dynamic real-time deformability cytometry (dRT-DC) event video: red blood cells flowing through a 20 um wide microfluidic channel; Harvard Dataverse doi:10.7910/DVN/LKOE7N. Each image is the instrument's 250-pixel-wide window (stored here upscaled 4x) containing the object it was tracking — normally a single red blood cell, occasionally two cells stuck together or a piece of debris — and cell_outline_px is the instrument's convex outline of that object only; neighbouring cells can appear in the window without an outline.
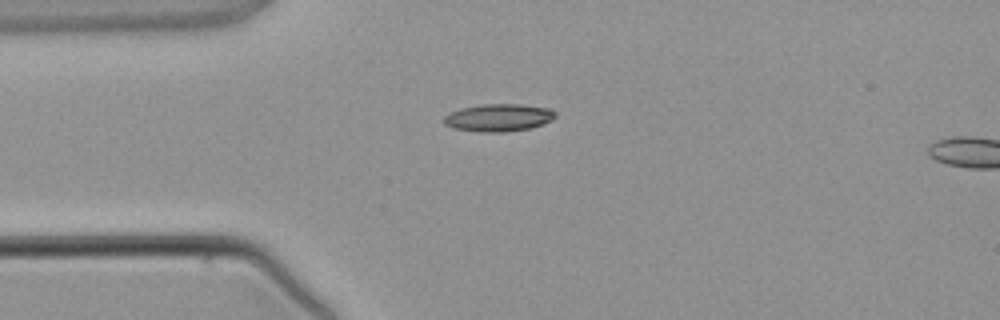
{"species": "common noctule bat (a hibernating species)", "species_latin": "Nyctalus noctula", "temperature_condition": "warm", "stored_images_in_passage": 4, "segment_of_instrument_passage": [1, 2], "camera_frame_rate_fps": 3000, "um_per_image_px": 0.085, "animal": {"sex": "male", "body_mass_g": 21.5, "forearm_length_mm": 52.0}, "frame": {"image": 1, "passage_image": 3, "time_ms": 2.333, "image_size_px": [1000, 320], "cell_outline_px": [[556, 116], [552, 120], [532, 128], [508, 132], [480, 132], [452, 128], [444, 124], [444, 116], [448, 112], [460, 108], [480, 104], [520, 104], [552, 108], [556, 112]], "centroid_in_image_um": [42.38, 9.99], "position_along_channel_um": 42.6, "area_um2": 18.26}}